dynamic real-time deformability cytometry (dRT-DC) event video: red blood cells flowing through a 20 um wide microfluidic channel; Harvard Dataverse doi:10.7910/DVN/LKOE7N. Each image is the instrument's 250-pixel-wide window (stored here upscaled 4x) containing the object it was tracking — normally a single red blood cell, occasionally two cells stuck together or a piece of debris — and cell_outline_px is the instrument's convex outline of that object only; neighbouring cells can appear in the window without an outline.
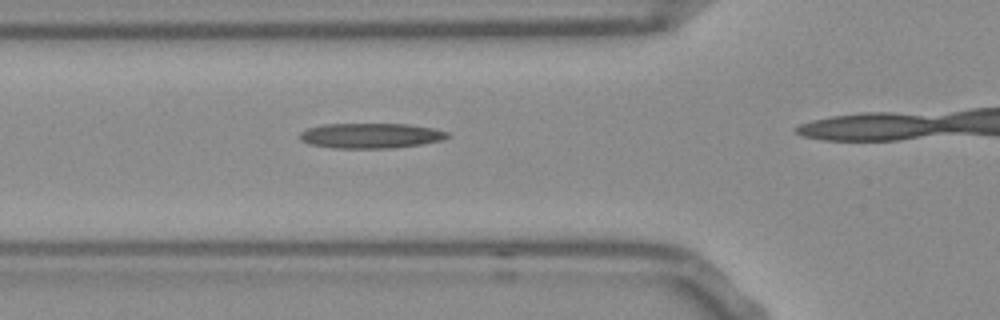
{"species": "Egyptian fruit bat (a non-hibernating species)", "species_latin": "Rousettus aegyptiacus", "temperature_condition": "room temperature", "stored_images_in_passage": 17, "camera_frame_rate_fps": 3000, "um_per_image_px": 0.085, "frame": {"image": 1, "passage_image": 10, "time_ms": 3.0, "image_size_px": [1000, 320], "cell_outline_px": [[452, 136], [444, 140], [420, 144], [392, 148], [332, 148], [308, 144], [300, 140], [300, 132], [308, 128], [324, 124], [408, 124], [432, 128], [448, 132]], "centroid_in_image_um": [31.52, 11.53], "position_along_channel_um": 94.3, "area_um2": 21.73}}